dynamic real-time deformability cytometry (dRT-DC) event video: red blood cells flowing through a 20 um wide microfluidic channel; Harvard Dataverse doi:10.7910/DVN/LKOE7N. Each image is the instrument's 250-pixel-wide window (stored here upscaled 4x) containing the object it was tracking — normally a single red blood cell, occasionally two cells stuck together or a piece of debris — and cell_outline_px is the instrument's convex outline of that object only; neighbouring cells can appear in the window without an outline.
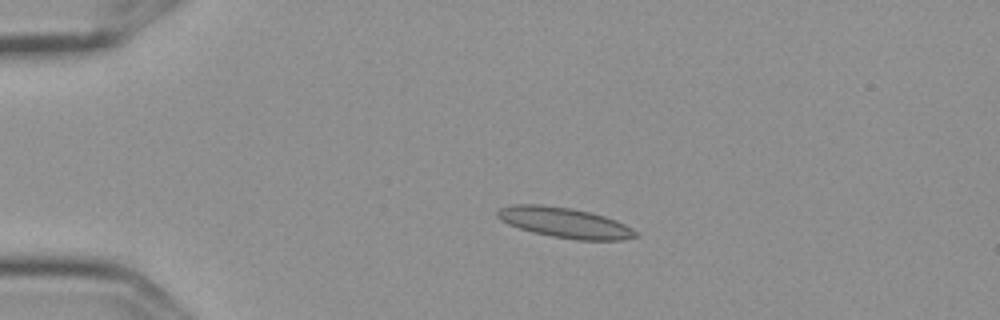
{"species": "Egyptian fruit bat (a non-hibernating species)", "species_latin": "Rousettus aegyptiacus", "temperature_condition": "cold", "stored_images_in_passage": 5, "camera_frame_rate_fps": 3000, "um_per_image_px": 0.085, "frame": {"image": 1, "passage_image": 2, "time_ms": 0.333, "image_size_px": [1000, 320], "cell_outline_px": [[640, 236], [620, 240], [576, 240], [552, 236], [532, 232], [508, 224], [500, 220], [496, 216], [496, 212], [500, 208], [512, 204], [540, 204], [572, 208], [604, 216], [616, 220], [640, 232]], "centroid_in_image_um": [48.01, 18.92], "position_along_channel_um": 37.0, "area_um2": 24.51}}
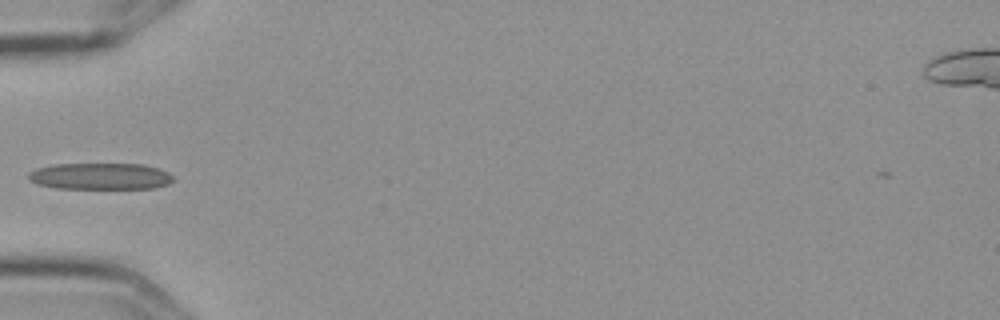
{"frame": {"image": 2, "passage_image": 4, "time_ms": 1.0, "image_size_px": [1000, 320], "cell_outline_px": [[176, 180], [168, 184], [156, 188], [56, 188], [36, 184], [28, 180], [28, 172], [36, 168], [52, 164], [144, 164], [160, 168], [168, 172]], "centroid_in_image_um": [8.53, 14.98], "position_along_channel_um": 76.5, "area_um2": 22.66}}
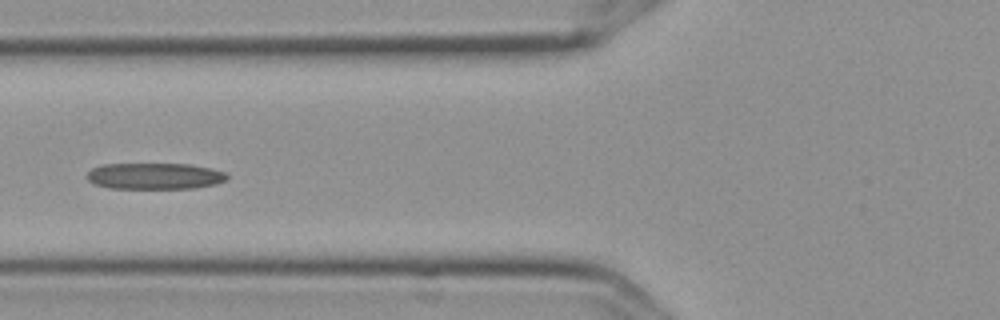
{"frame": {"image": 3, "passage_image": 5, "time_ms": 1.333, "image_size_px": [1000, 320], "cell_outline_px": [[228, 176], [224, 180], [216, 184], [196, 188], [108, 188], [96, 184], [88, 180], [88, 172], [92, 168], [104, 164], [188, 164], [212, 168], [224, 172]], "centroid_in_image_um": [13.16, 14.96], "position_along_channel_um": 112.6, "area_um2": 21.33}}